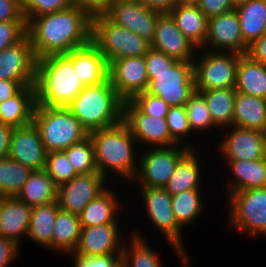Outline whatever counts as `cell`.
<instances>
[{
    "instance_id": "cell-1",
    "label": "cell",
    "mask_w": 266,
    "mask_h": 267,
    "mask_svg": "<svg viewBox=\"0 0 266 267\" xmlns=\"http://www.w3.org/2000/svg\"><path fill=\"white\" fill-rule=\"evenodd\" d=\"M91 33L92 18L74 5L34 17L27 24L36 59L83 47L91 42Z\"/></svg>"
},
{
    "instance_id": "cell-2",
    "label": "cell",
    "mask_w": 266,
    "mask_h": 267,
    "mask_svg": "<svg viewBox=\"0 0 266 267\" xmlns=\"http://www.w3.org/2000/svg\"><path fill=\"white\" fill-rule=\"evenodd\" d=\"M94 145L98 172L110 183L117 178L131 183L138 172L140 148L128 126L122 121L109 128L89 132Z\"/></svg>"
},
{
    "instance_id": "cell-3",
    "label": "cell",
    "mask_w": 266,
    "mask_h": 267,
    "mask_svg": "<svg viewBox=\"0 0 266 267\" xmlns=\"http://www.w3.org/2000/svg\"><path fill=\"white\" fill-rule=\"evenodd\" d=\"M85 86L65 54L37 59L34 83L36 104L68 107Z\"/></svg>"
},
{
    "instance_id": "cell-4",
    "label": "cell",
    "mask_w": 266,
    "mask_h": 267,
    "mask_svg": "<svg viewBox=\"0 0 266 267\" xmlns=\"http://www.w3.org/2000/svg\"><path fill=\"white\" fill-rule=\"evenodd\" d=\"M123 103L108 78L101 84L85 86L68 108L89 133L122 122Z\"/></svg>"
},
{
    "instance_id": "cell-5",
    "label": "cell",
    "mask_w": 266,
    "mask_h": 267,
    "mask_svg": "<svg viewBox=\"0 0 266 267\" xmlns=\"http://www.w3.org/2000/svg\"><path fill=\"white\" fill-rule=\"evenodd\" d=\"M33 122L47 152L61 151L89 136L88 131L68 107L36 104Z\"/></svg>"
},
{
    "instance_id": "cell-6",
    "label": "cell",
    "mask_w": 266,
    "mask_h": 267,
    "mask_svg": "<svg viewBox=\"0 0 266 267\" xmlns=\"http://www.w3.org/2000/svg\"><path fill=\"white\" fill-rule=\"evenodd\" d=\"M91 42L108 63L120 58L144 56L151 48L149 42L113 23L106 15L92 18Z\"/></svg>"
},
{
    "instance_id": "cell-7",
    "label": "cell",
    "mask_w": 266,
    "mask_h": 267,
    "mask_svg": "<svg viewBox=\"0 0 266 267\" xmlns=\"http://www.w3.org/2000/svg\"><path fill=\"white\" fill-rule=\"evenodd\" d=\"M142 198L141 206L146 210L149 222H152L156 230L165 237L169 246L180 258L183 267H189V254L184 249L182 240V230H184L176 221L173 209L171 195L164 188L138 187Z\"/></svg>"
},
{
    "instance_id": "cell-8",
    "label": "cell",
    "mask_w": 266,
    "mask_h": 267,
    "mask_svg": "<svg viewBox=\"0 0 266 267\" xmlns=\"http://www.w3.org/2000/svg\"><path fill=\"white\" fill-rule=\"evenodd\" d=\"M228 196V225L241 234L266 236V187L236 191Z\"/></svg>"
},
{
    "instance_id": "cell-9",
    "label": "cell",
    "mask_w": 266,
    "mask_h": 267,
    "mask_svg": "<svg viewBox=\"0 0 266 267\" xmlns=\"http://www.w3.org/2000/svg\"><path fill=\"white\" fill-rule=\"evenodd\" d=\"M241 54L200 48L194 58L196 91L236 87V70Z\"/></svg>"
},
{
    "instance_id": "cell-10",
    "label": "cell",
    "mask_w": 266,
    "mask_h": 267,
    "mask_svg": "<svg viewBox=\"0 0 266 267\" xmlns=\"http://www.w3.org/2000/svg\"><path fill=\"white\" fill-rule=\"evenodd\" d=\"M188 150L183 145L140 149L138 172L131 185L135 183L137 187L164 188L179 159Z\"/></svg>"
},
{
    "instance_id": "cell-11",
    "label": "cell",
    "mask_w": 266,
    "mask_h": 267,
    "mask_svg": "<svg viewBox=\"0 0 266 267\" xmlns=\"http://www.w3.org/2000/svg\"><path fill=\"white\" fill-rule=\"evenodd\" d=\"M147 93L162 98L170 107L183 106L195 91L193 62L177 61L162 72H147Z\"/></svg>"
},
{
    "instance_id": "cell-12",
    "label": "cell",
    "mask_w": 266,
    "mask_h": 267,
    "mask_svg": "<svg viewBox=\"0 0 266 267\" xmlns=\"http://www.w3.org/2000/svg\"><path fill=\"white\" fill-rule=\"evenodd\" d=\"M123 122L140 149L177 145L170 137L166 118L146 115L130 100L123 103Z\"/></svg>"
},
{
    "instance_id": "cell-13",
    "label": "cell",
    "mask_w": 266,
    "mask_h": 267,
    "mask_svg": "<svg viewBox=\"0 0 266 267\" xmlns=\"http://www.w3.org/2000/svg\"><path fill=\"white\" fill-rule=\"evenodd\" d=\"M222 131L223 137L219 145L217 144V150L219 149L217 152L224 160L254 161L266 158L264 132L236 126L224 128Z\"/></svg>"
},
{
    "instance_id": "cell-14",
    "label": "cell",
    "mask_w": 266,
    "mask_h": 267,
    "mask_svg": "<svg viewBox=\"0 0 266 267\" xmlns=\"http://www.w3.org/2000/svg\"><path fill=\"white\" fill-rule=\"evenodd\" d=\"M111 183L99 172L80 174L57 187V203L61 210L79 214Z\"/></svg>"
},
{
    "instance_id": "cell-15",
    "label": "cell",
    "mask_w": 266,
    "mask_h": 267,
    "mask_svg": "<svg viewBox=\"0 0 266 267\" xmlns=\"http://www.w3.org/2000/svg\"><path fill=\"white\" fill-rule=\"evenodd\" d=\"M108 64L109 80L124 101L147 91L149 77L144 56L115 59Z\"/></svg>"
},
{
    "instance_id": "cell-16",
    "label": "cell",
    "mask_w": 266,
    "mask_h": 267,
    "mask_svg": "<svg viewBox=\"0 0 266 267\" xmlns=\"http://www.w3.org/2000/svg\"><path fill=\"white\" fill-rule=\"evenodd\" d=\"M161 13L148 9L140 0L113 1L105 14L113 23L151 44L156 21Z\"/></svg>"
},
{
    "instance_id": "cell-17",
    "label": "cell",
    "mask_w": 266,
    "mask_h": 267,
    "mask_svg": "<svg viewBox=\"0 0 266 267\" xmlns=\"http://www.w3.org/2000/svg\"><path fill=\"white\" fill-rule=\"evenodd\" d=\"M203 49L247 54L248 46L244 43L235 8L208 19L207 37Z\"/></svg>"
},
{
    "instance_id": "cell-18",
    "label": "cell",
    "mask_w": 266,
    "mask_h": 267,
    "mask_svg": "<svg viewBox=\"0 0 266 267\" xmlns=\"http://www.w3.org/2000/svg\"><path fill=\"white\" fill-rule=\"evenodd\" d=\"M36 61L31 39L26 35L0 52V80L17 81L23 87L34 85Z\"/></svg>"
},
{
    "instance_id": "cell-19",
    "label": "cell",
    "mask_w": 266,
    "mask_h": 267,
    "mask_svg": "<svg viewBox=\"0 0 266 267\" xmlns=\"http://www.w3.org/2000/svg\"><path fill=\"white\" fill-rule=\"evenodd\" d=\"M120 227V223L82 227L79 244L73 253L88 257L121 254L125 241Z\"/></svg>"
},
{
    "instance_id": "cell-20",
    "label": "cell",
    "mask_w": 266,
    "mask_h": 267,
    "mask_svg": "<svg viewBox=\"0 0 266 267\" xmlns=\"http://www.w3.org/2000/svg\"><path fill=\"white\" fill-rule=\"evenodd\" d=\"M151 48L178 61L193 62L198 48L179 30L169 13L158 16Z\"/></svg>"
},
{
    "instance_id": "cell-21",
    "label": "cell",
    "mask_w": 266,
    "mask_h": 267,
    "mask_svg": "<svg viewBox=\"0 0 266 267\" xmlns=\"http://www.w3.org/2000/svg\"><path fill=\"white\" fill-rule=\"evenodd\" d=\"M47 151L41 140L40 132L34 122L15 127L9 148V158L25 167L43 170L47 158Z\"/></svg>"
},
{
    "instance_id": "cell-22",
    "label": "cell",
    "mask_w": 266,
    "mask_h": 267,
    "mask_svg": "<svg viewBox=\"0 0 266 267\" xmlns=\"http://www.w3.org/2000/svg\"><path fill=\"white\" fill-rule=\"evenodd\" d=\"M65 55L72 61L75 73L86 86L101 84L109 78V64L92 42Z\"/></svg>"
},
{
    "instance_id": "cell-23",
    "label": "cell",
    "mask_w": 266,
    "mask_h": 267,
    "mask_svg": "<svg viewBox=\"0 0 266 267\" xmlns=\"http://www.w3.org/2000/svg\"><path fill=\"white\" fill-rule=\"evenodd\" d=\"M31 206L16 196L0 197V236L12 239L18 245L27 237Z\"/></svg>"
},
{
    "instance_id": "cell-24",
    "label": "cell",
    "mask_w": 266,
    "mask_h": 267,
    "mask_svg": "<svg viewBox=\"0 0 266 267\" xmlns=\"http://www.w3.org/2000/svg\"><path fill=\"white\" fill-rule=\"evenodd\" d=\"M196 146L195 149H189L180 159L175 167L173 175L169 178L164 189L172 196L185 190L202 189V160L200 152ZM202 164H201V163Z\"/></svg>"
},
{
    "instance_id": "cell-25",
    "label": "cell",
    "mask_w": 266,
    "mask_h": 267,
    "mask_svg": "<svg viewBox=\"0 0 266 267\" xmlns=\"http://www.w3.org/2000/svg\"><path fill=\"white\" fill-rule=\"evenodd\" d=\"M118 184L115 180L94 200L88 203L84 209L78 214L82 227H90L105 223H119V210L123 207V202L118 200L113 191L114 184ZM120 202L122 203L120 205ZM122 206V207H120ZM119 215V216H118Z\"/></svg>"
},
{
    "instance_id": "cell-26",
    "label": "cell",
    "mask_w": 266,
    "mask_h": 267,
    "mask_svg": "<svg viewBox=\"0 0 266 267\" xmlns=\"http://www.w3.org/2000/svg\"><path fill=\"white\" fill-rule=\"evenodd\" d=\"M228 176V195L250 188L266 187V158L261 160H224Z\"/></svg>"
},
{
    "instance_id": "cell-27",
    "label": "cell",
    "mask_w": 266,
    "mask_h": 267,
    "mask_svg": "<svg viewBox=\"0 0 266 267\" xmlns=\"http://www.w3.org/2000/svg\"><path fill=\"white\" fill-rule=\"evenodd\" d=\"M36 106L34 85L24 86L16 95L0 103V123L21 127L33 122Z\"/></svg>"
},
{
    "instance_id": "cell-28",
    "label": "cell",
    "mask_w": 266,
    "mask_h": 267,
    "mask_svg": "<svg viewBox=\"0 0 266 267\" xmlns=\"http://www.w3.org/2000/svg\"><path fill=\"white\" fill-rule=\"evenodd\" d=\"M233 126L264 132L266 99L236 91Z\"/></svg>"
},
{
    "instance_id": "cell-29",
    "label": "cell",
    "mask_w": 266,
    "mask_h": 267,
    "mask_svg": "<svg viewBox=\"0 0 266 267\" xmlns=\"http://www.w3.org/2000/svg\"><path fill=\"white\" fill-rule=\"evenodd\" d=\"M169 14L179 30L198 49L203 48L208 28V18L195 5H176Z\"/></svg>"
},
{
    "instance_id": "cell-30",
    "label": "cell",
    "mask_w": 266,
    "mask_h": 267,
    "mask_svg": "<svg viewBox=\"0 0 266 267\" xmlns=\"http://www.w3.org/2000/svg\"><path fill=\"white\" fill-rule=\"evenodd\" d=\"M82 226L79 216L59 209L51 237V251L70 254L77 248Z\"/></svg>"
},
{
    "instance_id": "cell-31",
    "label": "cell",
    "mask_w": 266,
    "mask_h": 267,
    "mask_svg": "<svg viewBox=\"0 0 266 267\" xmlns=\"http://www.w3.org/2000/svg\"><path fill=\"white\" fill-rule=\"evenodd\" d=\"M237 92L266 99V64L241 55L236 70Z\"/></svg>"
},
{
    "instance_id": "cell-32",
    "label": "cell",
    "mask_w": 266,
    "mask_h": 267,
    "mask_svg": "<svg viewBox=\"0 0 266 267\" xmlns=\"http://www.w3.org/2000/svg\"><path fill=\"white\" fill-rule=\"evenodd\" d=\"M59 209L57 201L32 207L29 231L26 238L44 249L51 250V237Z\"/></svg>"
},
{
    "instance_id": "cell-33",
    "label": "cell",
    "mask_w": 266,
    "mask_h": 267,
    "mask_svg": "<svg viewBox=\"0 0 266 267\" xmlns=\"http://www.w3.org/2000/svg\"><path fill=\"white\" fill-rule=\"evenodd\" d=\"M244 43L250 46L266 32V0H248L235 7Z\"/></svg>"
},
{
    "instance_id": "cell-34",
    "label": "cell",
    "mask_w": 266,
    "mask_h": 267,
    "mask_svg": "<svg viewBox=\"0 0 266 267\" xmlns=\"http://www.w3.org/2000/svg\"><path fill=\"white\" fill-rule=\"evenodd\" d=\"M16 197L31 207L46 204L57 201V186L44 169L34 170Z\"/></svg>"
},
{
    "instance_id": "cell-35",
    "label": "cell",
    "mask_w": 266,
    "mask_h": 267,
    "mask_svg": "<svg viewBox=\"0 0 266 267\" xmlns=\"http://www.w3.org/2000/svg\"><path fill=\"white\" fill-rule=\"evenodd\" d=\"M200 92L218 130L233 126L235 88L211 89Z\"/></svg>"
},
{
    "instance_id": "cell-36",
    "label": "cell",
    "mask_w": 266,
    "mask_h": 267,
    "mask_svg": "<svg viewBox=\"0 0 266 267\" xmlns=\"http://www.w3.org/2000/svg\"><path fill=\"white\" fill-rule=\"evenodd\" d=\"M131 232L130 242H124L121 252V261L126 267H164L159 253L147 244L146 238L141 235L142 232L138 229Z\"/></svg>"
},
{
    "instance_id": "cell-37",
    "label": "cell",
    "mask_w": 266,
    "mask_h": 267,
    "mask_svg": "<svg viewBox=\"0 0 266 267\" xmlns=\"http://www.w3.org/2000/svg\"><path fill=\"white\" fill-rule=\"evenodd\" d=\"M203 189L185 190L179 194L172 195V209L177 223L186 228L191 223L195 222L207 205L202 199L204 196Z\"/></svg>"
},
{
    "instance_id": "cell-38",
    "label": "cell",
    "mask_w": 266,
    "mask_h": 267,
    "mask_svg": "<svg viewBox=\"0 0 266 267\" xmlns=\"http://www.w3.org/2000/svg\"><path fill=\"white\" fill-rule=\"evenodd\" d=\"M31 172L9 157L0 159V197L17 196Z\"/></svg>"
},
{
    "instance_id": "cell-39",
    "label": "cell",
    "mask_w": 266,
    "mask_h": 267,
    "mask_svg": "<svg viewBox=\"0 0 266 267\" xmlns=\"http://www.w3.org/2000/svg\"><path fill=\"white\" fill-rule=\"evenodd\" d=\"M185 110L188 117L190 129L194 135L197 132L199 135V133L201 134V132L208 133L209 130L211 132L214 129L218 130V128L214 125L210 111L207 108L205 98L200 92L195 90L189 96V99L185 104Z\"/></svg>"
},
{
    "instance_id": "cell-40",
    "label": "cell",
    "mask_w": 266,
    "mask_h": 267,
    "mask_svg": "<svg viewBox=\"0 0 266 267\" xmlns=\"http://www.w3.org/2000/svg\"><path fill=\"white\" fill-rule=\"evenodd\" d=\"M63 151L78 175L98 172L90 136Z\"/></svg>"
},
{
    "instance_id": "cell-41",
    "label": "cell",
    "mask_w": 266,
    "mask_h": 267,
    "mask_svg": "<svg viewBox=\"0 0 266 267\" xmlns=\"http://www.w3.org/2000/svg\"><path fill=\"white\" fill-rule=\"evenodd\" d=\"M166 121L170 132V137L177 145H183L189 149H195L196 145L193 144L196 143L195 140L194 142H190L191 140H188L189 142H186L185 145L183 142L186 138L189 139L193 137V133L189 126L185 105L169 107Z\"/></svg>"
},
{
    "instance_id": "cell-42",
    "label": "cell",
    "mask_w": 266,
    "mask_h": 267,
    "mask_svg": "<svg viewBox=\"0 0 266 267\" xmlns=\"http://www.w3.org/2000/svg\"><path fill=\"white\" fill-rule=\"evenodd\" d=\"M44 170L57 187L78 175L63 150L47 153Z\"/></svg>"
},
{
    "instance_id": "cell-43",
    "label": "cell",
    "mask_w": 266,
    "mask_h": 267,
    "mask_svg": "<svg viewBox=\"0 0 266 267\" xmlns=\"http://www.w3.org/2000/svg\"><path fill=\"white\" fill-rule=\"evenodd\" d=\"M72 0H20V7L28 24L34 17L68 9Z\"/></svg>"
},
{
    "instance_id": "cell-44",
    "label": "cell",
    "mask_w": 266,
    "mask_h": 267,
    "mask_svg": "<svg viewBox=\"0 0 266 267\" xmlns=\"http://www.w3.org/2000/svg\"><path fill=\"white\" fill-rule=\"evenodd\" d=\"M142 113L153 117L166 118L169 105L160 97L142 92L130 100Z\"/></svg>"
},
{
    "instance_id": "cell-45",
    "label": "cell",
    "mask_w": 266,
    "mask_h": 267,
    "mask_svg": "<svg viewBox=\"0 0 266 267\" xmlns=\"http://www.w3.org/2000/svg\"><path fill=\"white\" fill-rule=\"evenodd\" d=\"M27 35L26 21L0 22V52L20 42Z\"/></svg>"
},
{
    "instance_id": "cell-46",
    "label": "cell",
    "mask_w": 266,
    "mask_h": 267,
    "mask_svg": "<svg viewBox=\"0 0 266 267\" xmlns=\"http://www.w3.org/2000/svg\"><path fill=\"white\" fill-rule=\"evenodd\" d=\"M74 260L73 267H114L120 260L121 254H108L101 256H78L74 253L66 254Z\"/></svg>"
},
{
    "instance_id": "cell-47",
    "label": "cell",
    "mask_w": 266,
    "mask_h": 267,
    "mask_svg": "<svg viewBox=\"0 0 266 267\" xmlns=\"http://www.w3.org/2000/svg\"><path fill=\"white\" fill-rule=\"evenodd\" d=\"M145 63L147 72H162L171 68L178 60L158 50L150 48L146 54Z\"/></svg>"
},
{
    "instance_id": "cell-48",
    "label": "cell",
    "mask_w": 266,
    "mask_h": 267,
    "mask_svg": "<svg viewBox=\"0 0 266 267\" xmlns=\"http://www.w3.org/2000/svg\"><path fill=\"white\" fill-rule=\"evenodd\" d=\"M21 247L12 239L0 236V267L12 266L20 256ZM19 255V256H18Z\"/></svg>"
},
{
    "instance_id": "cell-49",
    "label": "cell",
    "mask_w": 266,
    "mask_h": 267,
    "mask_svg": "<svg viewBox=\"0 0 266 267\" xmlns=\"http://www.w3.org/2000/svg\"><path fill=\"white\" fill-rule=\"evenodd\" d=\"M112 0H72L74 6L86 12L91 18L105 15Z\"/></svg>"
},
{
    "instance_id": "cell-50",
    "label": "cell",
    "mask_w": 266,
    "mask_h": 267,
    "mask_svg": "<svg viewBox=\"0 0 266 267\" xmlns=\"http://www.w3.org/2000/svg\"><path fill=\"white\" fill-rule=\"evenodd\" d=\"M198 7L208 19L234 9L229 0H200Z\"/></svg>"
},
{
    "instance_id": "cell-51",
    "label": "cell",
    "mask_w": 266,
    "mask_h": 267,
    "mask_svg": "<svg viewBox=\"0 0 266 267\" xmlns=\"http://www.w3.org/2000/svg\"><path fill=\"white\" fill-rule=\"evenodd\" d=\"M25 21L20 0H0V22Z\"/></svg>"
},
{
    "instance_id": "cell-52",
    "label": "cell",
    "mask_w": 266,
    "mask_h": 267,
    "mask_svg": "<svg viewBox=\"0 0 266 267\" xmlns=\"http://www.w3.org/2000/svg\"><path fill=\"white\" fill-rule=\"evenodd\" d=\"M247 55L254 61L266 64V32L248 46Z\"/></svg>"
},
{
    "instance_id": "cell-53",
    "label": "cell",
    "mask_w": 266,
    "mask_h": 267,
    "mask_svg": "<svg viewBox=\"0 0 266 267\" xmlns=\"http://www.w3.org/2000/svg\"><path fill=\"white\" fill-rule=\"evenodd\" d=\"M15 127L0 123V159L9 156V148Z\"/></svg>"
},
{
    "instance_id": "cell-54",
    "label": "cell",
    "mask_w": 266,
    "mask_h": 267,
    "mask_svg": "<svg viewBox=\"0 0 266 267\" xmlns=\"http://www.w3.org/2000/svg\"><path fill=\"white\" fill-rule=\"evenodd\" d=\"M22 88L17 81L0 80V103L16 95Z\"/></svg>"
},
{
    "instance_id": "cell-55",
    "label": "cell",
    "mask_w": 266,
    "mask_h": 267,
    "mask_svg": "<svg viewBox=\"0 0 266 267\" xmlns=\"http://www.w3.org/2000/svg\"><path fill=\"white\" fill-rule=\"evenodd\" d=\"M148 9L161 14L169 13L175 6L176 0H140Z\"/></svg>"
},
{
    "instance_id": "cell-56",
    "label": "cell",
    "mask_w": 266,
    "mask_h": 267,
    "mask_svg": "<svg viewBox=\"0 0 266 267\" xmlns=\"http://www.w3.org/2000/svg\"><path fill=\"white\" fill-rule=\"evenodd\" d=\"M200 0H176V5H195L198 6Z\"/></svg>"
},
{
    "instance_id": "cell-57",
    "label": "cell",
    "mask_w": 266,
    "mask_h": 267,
    "mask_svg": "<svg viewBox=\"0 0 266 267\" xmlns=\"http://www.w3.org/2000/svg\"><path fill=\"white\" fill-rule=\"evenodd\" d=\"M248 0H229L231 5L235 8L236 6H239L243 3H246Z\"/></svg>"
},
{
    "instance_id": "cell-58",
    "label": "cell",
    "mask_w": 266,
    "mask_h": 267,
    "mask_svg": "<svg viewBox=\"0 0 266 267\" xmlns=\"http://www.w3.org/2000/svg\"><path fill=\"white\" fill-rule=\"evenodd\" d=\"M114 267H126V265L120 260Z\"/></svg>"
}]
</instances>
